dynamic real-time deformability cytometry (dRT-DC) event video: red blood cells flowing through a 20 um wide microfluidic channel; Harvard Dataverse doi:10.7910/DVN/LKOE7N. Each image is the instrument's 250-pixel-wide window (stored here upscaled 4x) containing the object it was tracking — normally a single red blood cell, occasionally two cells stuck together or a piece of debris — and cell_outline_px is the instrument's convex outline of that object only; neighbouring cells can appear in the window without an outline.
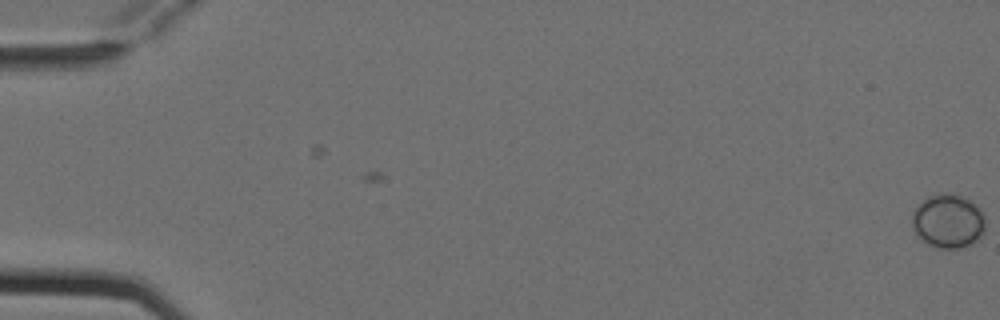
{"species": "Egyptian fruit bat (a non-hibernating species)", "species_latin": "Rousettus aegyptiacus", "temperature_condition": "cold", "stored_images_in_passage": 6, "camera_frame_rate_fps": 3000, "um_per_image_px": 0.085, "animal": {"sex": "female"}, "frame": {"image": 1, "passage_image": 1, "time_ms": 0.0, "image_size_px": [1000, 320], "cell_outline_px": [[984, 232], [976, 240], [960, 248], [940, 248], [928, 244], [912, 228], [912, 212], [928, 196], [944, 192], [960, 196], [968, 200], [984, 216]], "centroid_in_image_um": [80.56, 18.8], "position_along_channel_um": 4.4, "area_um2": 22.37}}
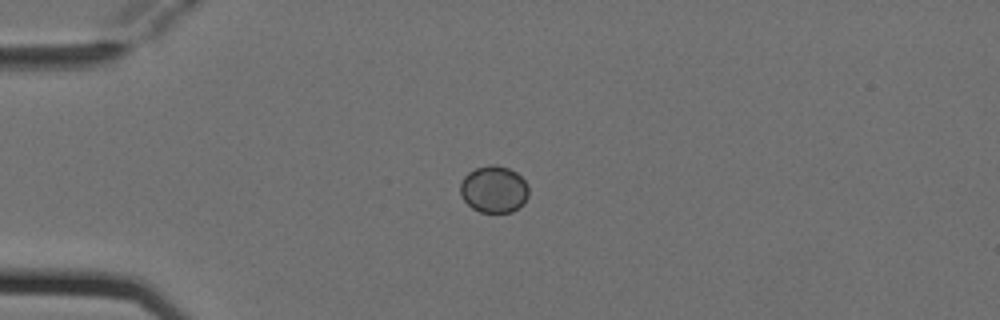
{"frame": {"image": 2, "passage_image": 5, "time_ms": 1.333, "image_size_px": [1000, 320], "cell_outline_px": [[528, 196], [524, 204], [512, 212], [480, 212], [472, 208], [460, 196], [460, 184], [464, 176], [468, 172], [476, 168], [492, 164], [496, 164], [508, 168], [516, 172], [524, 180], [528, 188]], "centroid_in_image_um": [41.97, 16.09], "position_along_channel_um": 43.0, "area_um2": 18.79}}